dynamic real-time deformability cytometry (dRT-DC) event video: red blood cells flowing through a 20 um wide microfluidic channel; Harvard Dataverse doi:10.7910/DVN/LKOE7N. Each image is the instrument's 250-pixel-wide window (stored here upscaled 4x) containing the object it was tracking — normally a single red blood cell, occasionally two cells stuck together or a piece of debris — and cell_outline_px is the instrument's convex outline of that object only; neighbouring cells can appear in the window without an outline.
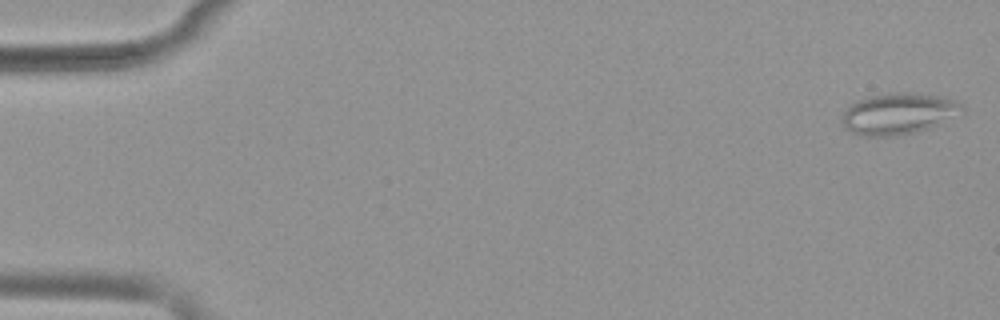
{"species": "common noctule bat (a hibernating species)", "species_latin": "Nyctalus noctula", "temperature_condition": "warm", "stored_images_in_passage": 52, "camera_frame_rate_fps": 3000, "um_per_image_px": 0.085, "animal": {"sex": "female", "body_mass_g": 19.9}, "frame": {"image": 1, "passage_image": 1, "time_ms": 0.0, "image_size_px": [1000, 320], "cell_outline_px": [[964, 116], [928, 128], [912, 132], [892, 136], [864, 136], [852, 132], [844, 128], [840, 120], [844, 112], [852, 104], [868, 96], [888, 92], [912, 92], [940, 96], [956, 100], [964, 104]], "centroid_in_image_um": [76.46, 9.65], "position_along_channel_um": 8.5, "area_um2": 29.42}}
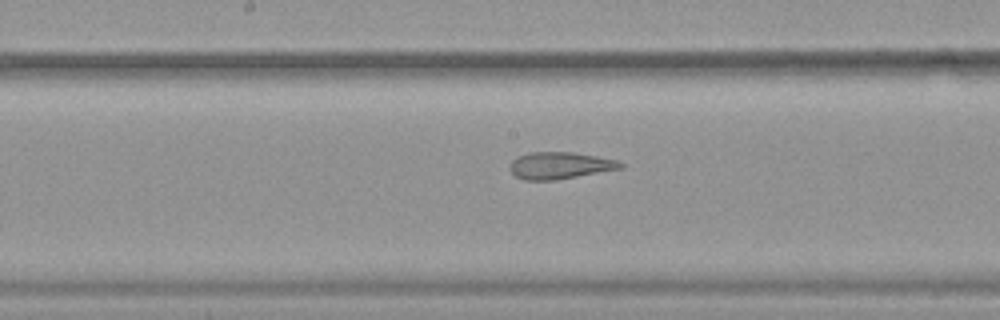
{"frame": {"image": 2, "passage_image": 27, "time_ms": 8.667, "image_size_px": [1000, 320], "cell_outline_px": [[624, 168], [556, 180], [524, 180], [516, 176], [512, 172], [512, 160], [516, 156], [528, 152], [572, 152], [596, 156], [616, 160], [624, 164]], "centroid_in_image_um": [47.61, 14.06], "position_along_channel_um": 200.6, "area_um2": 17.28}}
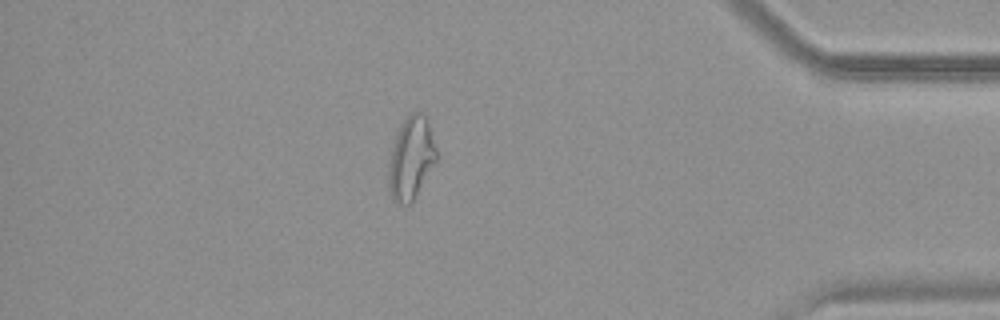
{"frame": {"image": 3, "passage_image": 45, "time_ms": 14.667, "image_size_px": [1000, 320], "cell_outline_px": [[436, 160], [412, 200], [408, 204], [396, 204], [392, 200], [388, 188], [388, 164], [392, 148], [396, 136], [404, 120], [416, 108], [424, 112], [428, 120], [436, 148]], "centroid_in_image_um": [34.92, 13.41], "position_along_channel_um": 400.3, "area_um2": 22.83}, "authors_computed_cell_mechanics": {"area_um2": 22.9755, "velocity_mm_per_s": 3.8989, "shape_relaxation_time_tau1_ms": null, "shape_relaxation_time_tau2_ms": 1.7874, "deformation_change_tau1": null, "deformation_change_tau2": 0.1112}}